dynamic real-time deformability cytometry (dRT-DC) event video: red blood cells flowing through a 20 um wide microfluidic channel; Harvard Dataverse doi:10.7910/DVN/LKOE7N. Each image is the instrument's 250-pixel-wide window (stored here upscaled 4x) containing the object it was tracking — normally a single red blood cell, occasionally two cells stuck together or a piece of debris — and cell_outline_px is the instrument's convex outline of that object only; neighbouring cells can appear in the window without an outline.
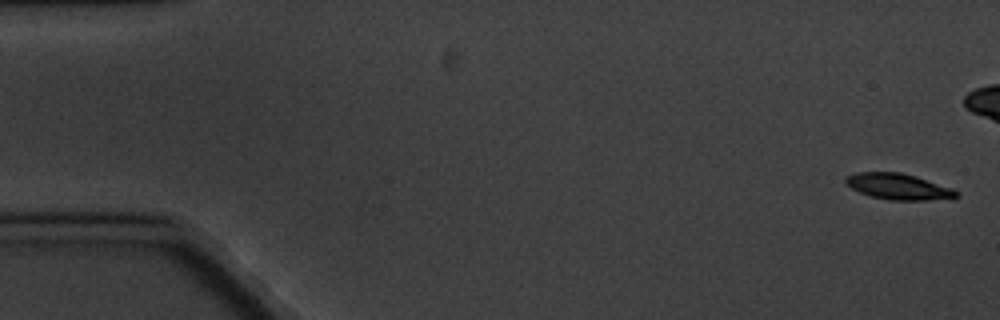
{"species": "common noctule bat (a hibernating species)", "species_latin": "Nyctalus noctula", "temperature_condition": "cold", "stored_images_in_passage": 6, "camera_frame_rate_fps": 3000, "um_per_image_px": 0.085, "animal": {"sex": "male", "body_mass_g": 20.1, "forearm_length_mm": 53.5}, "frame": {"image": 1, "passage_image": 1, "time_ms": 0.0, "image_size_px": [1000, 320], "cell_outline_px": [[960, 196], [928, 200], [888, 200], [872, 196], [860, 192], [844, 184], [844, 180], [848, 176], [856, 172], [900, 172], [916, 176], [952, 188], [960, 192]], "centroid_in_image_um": [76.36, 15.85], "position_along_channel_um": 8.6, "area_um2": 16.7}}